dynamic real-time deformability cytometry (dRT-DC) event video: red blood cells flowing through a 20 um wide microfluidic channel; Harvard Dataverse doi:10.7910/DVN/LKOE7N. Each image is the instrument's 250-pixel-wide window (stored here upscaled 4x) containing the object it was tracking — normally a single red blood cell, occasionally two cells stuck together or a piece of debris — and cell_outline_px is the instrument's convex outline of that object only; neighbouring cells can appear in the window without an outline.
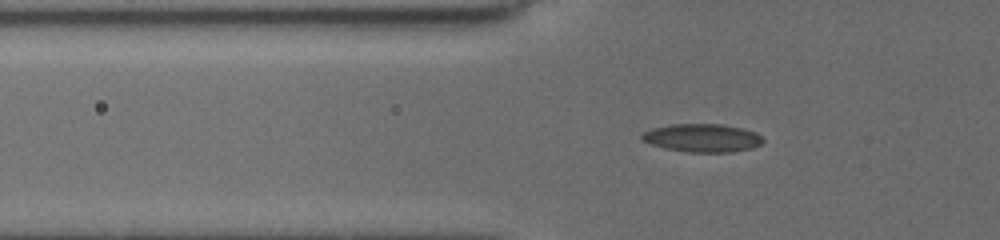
{"species": "common noctule bat (a hibernating species)", "species_latin": "Nyctalus noctula", "temperature_condition": "cold", "stored_images_in_passage": 42, "segment_of_instrument_passage": [1, 2], "camera_frame_rate_fps": 3000, "um_per_image_px": 0.085, "animal": {"sex": "female", "body_mass_g": 19.5, "forearm_length_mm": 54.1}, "frame": {"image": 1, "passage_image": 5, "time_ms": 1.333, "image_size_px": [1000, 240], "cell_outline_px": [[764, 140], [760, 144], [752, 148], [732, 152], [688, 152], [664, 148], [640, 140], [640, 132], [652, 128], [672, 124], [720, 124], [740, 128], [756, 132]], "centroid_in_image_um": [59.64, 11.72], "position_along_channel_um": 66.2, "area_um2": 19.94}}
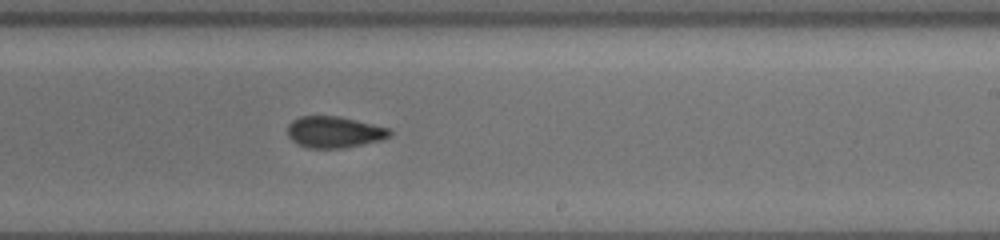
{"frame": {"image": 2, "passage_image": 21, "time_ms": 6.667, "image_size_px": [1000, 240], "cell_outline_px": [[392, 132], [388, 136], [380, 140], [344, 148], [308, 148], [296, 144], [288, 136], [288, 124], [292, 120], [300, 116], [340, 116], [388, 128]], "centroid_in_image_um": [28.36, 11.22], "position_along_channel_um": 260.6, "area_um2": 18.61}}
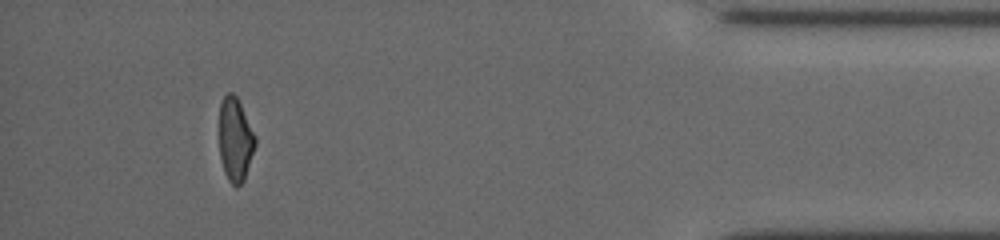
{"frame": {"image": 3, "passage_image": 37, "time_ms": 12.0, "image_size_px": [1000, 240], "cell_outline_px": [[256, 144], [244, 180], [236, 188], [228, 180], [224, 172], [220, 156], [220, 104], [224, 96], [228, 92], [232, 92], [236, 96], [256, 136]], "centroid_in_image_um": [20.0, 11.88], "position_along_channel_um": 415.2, "area_um2": 17.4}}